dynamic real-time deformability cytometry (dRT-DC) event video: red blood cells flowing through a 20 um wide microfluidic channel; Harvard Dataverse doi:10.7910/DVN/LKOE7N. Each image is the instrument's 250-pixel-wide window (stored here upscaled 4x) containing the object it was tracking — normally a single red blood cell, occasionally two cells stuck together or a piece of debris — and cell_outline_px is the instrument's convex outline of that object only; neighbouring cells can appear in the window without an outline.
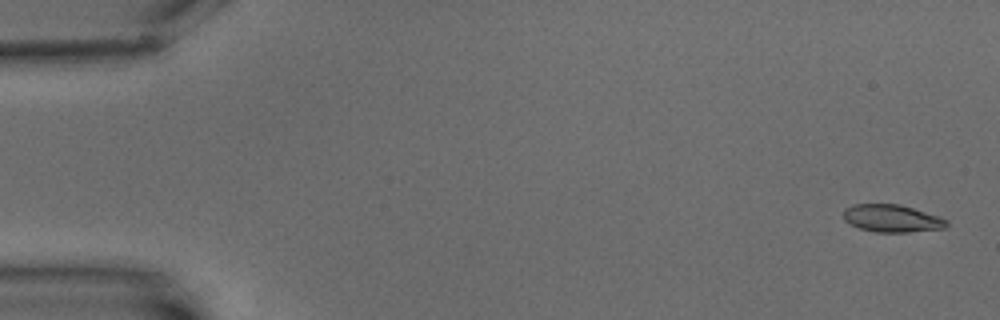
{"species": "common noctule bat (a hibernating species)", "species_latin": "Nyctalus noctula", "temperature_condition": "warm", "stored_images_in_passage": 5, "camera_frame_rate_fps": 3000, "um_per_image_px": 0.085, "animal": {"sex": "male", "body_mass_g": 15.6}, "frame": {"image": 1, "passage_image": 1, "time_ms": 0.0, "image_size_px": [1000, 320], "cell_outline_px": [[948, 224], [944, 228], [908, 232], [876, 232], [860, 228], [844, 220], [844, 208], [852, 204], [900, 204], [940, 216], [948, 220]], "centroid_in_image_um": [75.83, 18.55], "position_along_channel_um": 9.2, "area_um2": 16.53}}
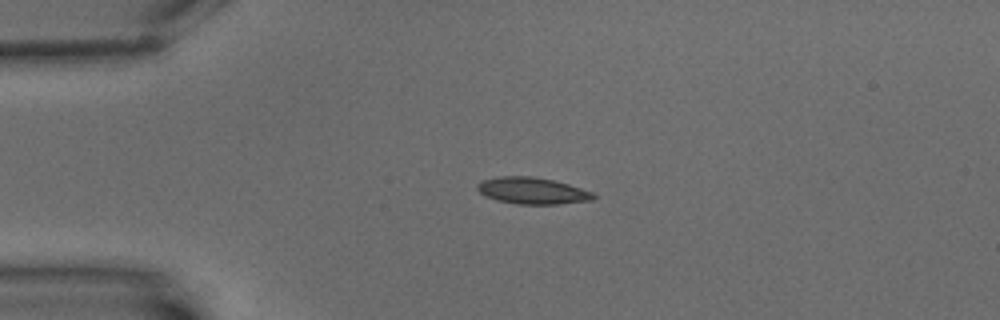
{"frame": {"image": 2, "passage_image": 4, "time_ms": 4.333, "image_size_px": [1000, 320], "cell_outline_px": [[596, 196], [592, 200], [556, 204], [516, 204], [496, 200], [480, 192], [476, 188], [476, 184], [484, 180], [500, 176], [532, 176], [552, 180], [568, 184], [592, 192]], "centroid_in_image_um": [45.23, 16.21], "position_along_channel_um": 39.8, "area_um2": 17.8}}